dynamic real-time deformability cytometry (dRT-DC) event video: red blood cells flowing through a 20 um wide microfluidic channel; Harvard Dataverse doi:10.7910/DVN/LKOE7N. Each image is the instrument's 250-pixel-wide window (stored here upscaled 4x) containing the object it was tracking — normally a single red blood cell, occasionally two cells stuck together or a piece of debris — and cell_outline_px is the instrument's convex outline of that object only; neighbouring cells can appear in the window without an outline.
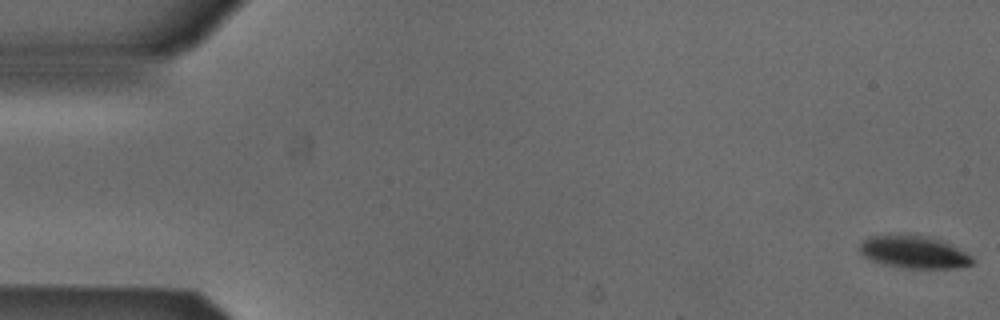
{"species": "Egyptian fruit bat (a non-hibernating species)", "species_latin": "Rousettus aegyptiacus", "temperature_condition": "cold", "stored_images_in_passage": 8, "camera_frame_rate_fps": 3000, "um_per_image_px": 0.085, "animal": {"sex": "male"}, "frame": {"image": 1, "passage_image": 1, "time_ms": 0.0, "image_size_px": [1000, 320], "cell_outline_px": [[972, 264], [956, 268], [904, 268], [884, 264], [872, 260], [864, 256], [856, 248], [868, 236], [928, 236], [940, 240], [972, 256]], "centroid_in_image_um": [77.64, 21.45], "position_along_channel_um": 7.4, "area_um2": 20.81}}